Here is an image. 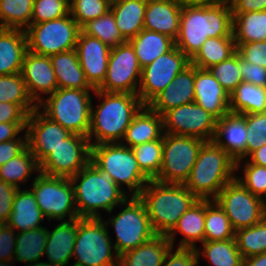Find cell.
Returning a JSON list of instances; mask_svg holds the SVG:
<instances>
[{"instance_id":"816d5d0a","label":"cell","mask_w":266,"mask_h":266,"mask_svg":"<svg viewBox=\"0 0 266 266\" xmlns=\"http://www.w3.org/2000/svg\"><path fill=\"white\" fill-rule=\"evenodd\" d=\"M241 58L266 68V41L235 43Z\"/></svg>"},{"instance_id":"11a10c76","label":"cell","mask_w":266,"mask_h":266,"mask_svg":"<svg viewBox=\"0 0 266 266\" xmlns=\"http://www.w3.org/2000/svg\"><path fill=\"white\" fill-rule=\"evenodd\" d=\"M16 245L15 230L6 223L0 224V260L12 261Z\"/></svg>"},{"instance_id":"ffe728a7","label":"cell","mask_w":266,"mask_h":266,"mask_svg":"<svg viewBox=\"0 0 266 266\" xmlns=\"http://www.w3.org/2000/svg\"><path fill=\"white\" fill-rule=\"evenodd\" d=\"M21 74L30 98L38 106L43 101L38 93L52 94L58 84L50 57L27 51L22 64Z\"/></svg>"},{"instance_id":"89a4df30","label":"cell","mask_w":266,"mask_h":266,"mask_svg":"<svg viewBox=\"0 0 266 266\" xmlns=\"http://www.w3.org/2000/svg\"><path fill=\"white\" fill-rule=\"evenodd\" d=\"M72 266H82V265H78V264H75V263H74Z\"/></svg>"},{"instance_id":"c3c4849f","label":"cell","mask_w":266,"mask_h":266,"mask_svg":"<svg viewBox=\"0 0 266 266\" xmlns=\"http://www.w3.org/2000/svg\"><path fill=\"white\" fill-rule=\"evenodd\" d=\"M70 0H34L31 24L42 23L67 16Z\"/></svg>"},{"instance_id":"a7ac6f4b","label":"cell","mask_w":266,"mask_h":266,"mask_svg":"<svg viewBox=\"0 0 266 266\" xmlns=\"http://www.w3.org/2000/svg\"><path fill=\"white\" fill-rule=\"evenodd\" d=\"M110 5L120 2L121 0H106Z\"/></svg>"},{"instance_id":"3957f363","label":"cell","mask_w":266,"mask_h":266,"mask_svg":"<svg viewBox=\"0 0 266 266\" xmlns=\"http://www.w3.org/2000/svg\"><path fill=\"white\" fill-rule=\"evenodd\" d=\"M69 179L74 189L79 217H101L99 209L111 213L117 204L122 206L127 198V192L115 184L108 172L102 170L91 158L83 169Z\"/></svg>"},{"instance_id":"4dcf8cb0","label":"cell","mask_w":266,"mask_h":266,"mask_svg":"<svg viewBox=\"0 0 266 266\" xmlns=\"http://www.w3.org/2000/svg\"><path fill=\"white\" fill-rule=\"evenodd\" d=\"M58 88L93 89L85 78L76 50H69L50 56Z\"/></svg>"},{"instance_id":"277c9868","label":"cell","mask_w":266,"mask_h":266,"mask_svg":"<svg viewBox=\"0 0 266 266\" xmlns=\"http://www.w3.org/2000/svg\"><path fill=\"white\" fill-rule=\"evenodd\" d=\"M153 231L167 235L180 217L198 200L184 184L150 180L141 191Z\"/></svg>"},{"instance_id":"83f0119b","label":"cell","mask_w":266,"mask_h":266,"mask_svg":"<svg viewBox=\"0 0 266 266\" xmlns=\"http://www.w3.org/2000/svg\"><path fill=\"white\" fill-rule=\"evenodd\" d=\"M44 217L32 190L18 188L13 199L12 211L6 224L22 232L43 227L41 222Z\"/></svg>"},{"instance_id":"9a60e30c","label":"cell","mask_w":266,"mask_h":266,"mask_svg":"<svg viewBox=\"0 0 266 266\" xmlns=\"http://www.w3.org/2000/svg\"><path fill=\"white\" fill-rule=\"evenodd\" d=\"M190 64L191 59L174 46L169 52L162 54L142 68L141 87L137 94L141 102L147 105Z\"/></svg>"},{"instance_id":"5bb4252c","label":"cell","mask_w":266,"mask_h":266,"mask_svg":"<svg viewBox=\"0 0 266 266\" xmlns=\"http://www.w3.org/2000/svg\"><path fill=\"white\" fill-rule=\"evenodd\" d=\"M141 71L134 48L128 41L113 47L105 78L97 90L137 95Z\"/></svg>"},{"instance_id":"e0dca14e","label":"cell","mask_w":266,"mask_h":266,"mask_svg":"<svg viewBox=\"0 0 266 266\" xmlns=\"http://www.w3.org/2000/svg\"><path fill=\"white\" fill-rule=\"evenodd\" d=\"M162 118L164 133L213 140L217 119L195 102L172 108Z\"/></svg>"},{"instance_id":"680465c9","label":"cell","mask_w":266,"mask_h":266,"mask_svg":"<svg viewBox=\"0 0 266 266\" xmlns=\"http://www.w3.org/2000/svg\"><path fill=\"white\" fill-rule=\"evenodd\" d=\"M28 115L18 104L0 102V123L27 122Z\"/></svg>"},{"instance_id":"8fae6325","label":"cell","mask_w":266,"mask_h":266,"mask_svg":"<svg viewBox=\"0 0 266 266\" xmlns=\"http://www.w3.org/2000/svg\"><path fill=\"white\" fill-rule=\"evenodd\" d=\"M205 141L184 135L163 134L162 164L154 179L161 183L184 184Z\"/></svg>"},{"instance_id":"f35d334b","label":"cell","mask_w":266,"mask_h":266,"mask_svg":"<svg viewBox=\"0 0 266 266\" xmlns=\"http://www.w3.org/2000/svg\"><path fill=\"white\" fill-rule=\"evenodd\" d=\"M229 218L215 200H206L204 241H225L235 238Z\"/></svg>"},{"instance_id":"4fadbf2b","label":"cell","mask_w":266,"mask_h":266,"mask_svg":"<svg viewBox=\"0 0 266 266\" xmlns=\"http://www.w3.org/2000/svg\"><path fill=\"white\" fill-rule=\"evenodd\" d=\"M226 213L235 231L251 227L266 217L264 200L253 195L236 178L214 199Z\"/></svg>"},{"instance_id":"e575fe53","label":"cell","mask_w":266,"mask_h":266,"mask_svg":"<svg viewBox=\"0 0 266 266\" xmlns=\"http://www.w3.org/2000/svg\"><path fill=\"white\" fill-rule=\"evenodd\" d=\"M237 51L233 36L210 37L191 59V64L201 69H208L228 59Z\"/></svg>"},{"instance_id":"7a4b0ae2","label":"cell","mask_w":266,"mask_h":266,"mask_svg":"<svg viewBox=\"0 0 266 266\" xmlns=\"http://www.w3.org/2000/svg\"><path fill=\"white\" fill-rule=\"evenodd\" d=\"M94 93L103 101L97 109L91 105L90 128L87 136L90 145L123 142L133 117L144 104L138 95L130 93L104 92L97 89ZM92 136L95 138L94 143L91 141Z\"/></svg>"},{"instance_id":"f5cc1de1","label":"cell","mask_w":266,"mask_h":266,"mask_svg":"<svg viewBox=\"0 0 266 266\" xmlns=\"http://www.w3.org/2000/svg\"><path fill=\"white\" fill-rule=\"evenodd\" d=\"M173 247L167 252L162 266H197L198 256L195 248L178 247L172 253Z\"/></svg>"},{"instance_id":"8992f818","label":"cell","mask_w":266,"mask_h":266,"mask_svg":"<svg viewBox=\"0 0 266 266\" xmlns=\"http://www.w3.org/2000/svg\"><path fill=\"white\" fill-rule=\"evenodd\" d=\"M91 91L95 90L57 88L38 107L42 105L43 113L70 133L87 137L93 104Z\"/></svg>"},{"instance_id":"ab89813d","label":"cell","mask_w":266,"mask_h":266,"mask_svg":"<svg viewBox=\"0 0 266 266\" xmlns=\"http://www.w3.org/2000/svg\"><path fill=\"white\" fill-rule=\"evenodd\" d=\"M39 172V164L28 147L16 157L0 166V180L17 188L19 182H25L34 171Z\"/></svg>"},{"instance_id":"b9f144b4","label":"cell","mask_w":266,"mask_h":266,"mask_svg":"<svg viewBox=\"0 0 266 266\" xmlns=\"http://www.w3.org/2000/svg\"><path fill=\"white\" fill-rule=\"evenodd\" d=\"M0 102L18 104L28 114L38 107L29 96L21 73L0 75Z\"/></svg>"},{"instance_id":"603a6c76","label":"cell","mask_w":266,"mask_h":266,"mask_svg":"<svg viewBox=\"0 0 266 266\" xmlns=\"http://www.w3.org/2000/svg\"><path fill=\"white\" fill-rule=\"evenodd\" d=\"M195 66L190 64L147 106L161 116L168 110L194 102Z\"/></svg>"},{"instance_id":"30bf717a","label":"cell","mask_w":266,"mask_h":266,"mask_svg":"<svg viewBox=\"0 0 266 266\" xmlns=\"http://www.w3.org/2000/svg\"><path fill=\"white\" fill-rule=\"evenodd\" d=\"M70 13L59 19L31 24L25 29L28 51L52 56L76 48L80 26Z\"/></svg>"},{"instance_id":"7402d4cb","label":"cell","mask_w":266,"mask_h":266,"mask_svg":"<svg viewBox=\"0 0 266 266\" xmlns=\"http://www.w3.org/2000/svg\"><path fill=\"white\" fill-rule=\"evenodd\" d=\"M194 102L217 120L230 111V96L208 69L195 67Z\"/></svg>"},{"instance_id":"5b68a950","label":"cell","mask_w":266,"mask_h":266,"mask_svg":"<svg viewBox=\"0 0 266 266\" xmlns=\"http://www.w3.org/2000/svg\"><path fill=\"white\" fill-rule=\"evenodd\" d=\"M236 161L213 141L205 142L184 185L199 200H214L233 181Z\"/></svg>"},{"instance_id":"60d3db41","label":"cell","mask_w":266,"mask_h":266,"mask_svg":"<svg viewBox=\"0 0 266 266\" xmlns=\"http://www.w3.org/2000/svg\"><path fill=\"white\" fill-rule=\"evenodd\" d=\"M33 4L34 0H0V28L27 29L31 25Z\"/></svg>"},{"instance_id":"7bdbcfd3","label":"cell","mask_w":266,"mask_h":266,"mask_svg":"<svg viewBox=\"0 0 266 266\" xmlns=\"http://www.w3.org/2000/svg\"><path fill=\"white\" fill-rule=\"evenodd\" d=\"M80 29L82 33L96 37L110 48L127 42L121 35L114 15L110 10L97 19L87 21Z\"/></svg>"},{"instance_id":"f907efd6","label":"cell","mask_w":266,"mask_h":266,"mask_svg":"<svg viewBox=\"0 0 266 266\" xmlns=\"http://www.w3.org/2000/svg\"><path fill=\"white\" fill-rule=\"evenodd\" d=\"M244 165V179L240 177L236 179L253 195L264 200L266 198V167L250 163L248 160Z\"/></svg>"},{"instance_id":"9f6ffc18","label":"cell","mask_w":266,"mask_h":266,"mask_svg":"<svg viewBox=\"0 0 266 266\" xmlns=\"http://www.w3.org/2000/svg\"><path fill=\"white\" fill-rule=\"evenodd\" d=\"M17 190V187L0 180V224L7 222Z\"/></svg>"},{"instance_id":"bcb514c9","label":"cell","mask_w":266,"mask_h":266,"mask_svg":"<svg viewBox=\"0 0 266 266\" xmlns=\"http://www.w3.org/2000/svg\"><path fill=\"white\" fill-rule=\"evenodd\" d=\"M208 70L229 96L236 90L237 86L243 82L239 70V53L237 51L228 59L208 68Z\"/></svg>"},{"instance_id":"91938a15","label":"cell","mask_w":266,"mask_h":266,"mask_svg":"<svg viewBox=\"0 0 266 266\" xmlns=\"http://www.w3.org/2000/svg\"><path fill=\"white\" fill-rule=\"evenodd\" d=\"M232 14L266 11V0H228Z\"/></svg>"},{"instance_id":"f546056e","label":"cell","mask_w":266,"mask_h":266,"mask_svg":"<svg viewBox=\"0 0 266 266\" xmlns=\"http://www.w3.org/2000/svg\"><path fill=\"white\" fill-rule=\"evenodd\" d=\"M171 247L166 235H156L135 249L120 254L118 266H162Z\"/></svg>"},{"instance_id":"681fc988","label":"cell","mask_w":266,"mask_h":266,"mask_svg":"<svg viewBox=\"0 0 266 266\" xmlns=\"http://www.w3.org/2000/svg\"><path fill=\"white\" fill-rule=\"evenodd\" d=\"M247 127L246 158L255 150L266 145V112L245 114Z\"/></svg>"},{"instance_id":"ac0fdd59","label":"cell","mask_w":266,"mask_h":266,"mask_svg":"<svg viewBox=\"0 0 266 266\" xmlns=\"http://www.w3.org/2000/svg\"><path fill=\"white\" fill-rule=\"evenodd\" d=\"M39 107L27 118V147L40 164L71 133L47 117Z\"/></svg>"},{"instance_id":"74e56055","label":"cell","mask_w":266,"mask_h":266,"mask_svg":"<svg viewBox=\"0 0 266 266\" xmlns=\"http://www.w3.org/2000/svg\"><path fill=\"white\" fill-rule=\"evenodd\" d=\"M203 251L196 247L198 259L203 254L213 266H243V256L238 250L235 238L225 241H204Z\"/></svg>"},{"instance_id":"6da1fadb","label":"cell","mask_w":266,"mask_h":266,"mask_svg":"<svg viewBox=\"0 0 266 266\" xmlns=\"http://www.w3.org/2000/svg\"><path fill=\"white\" fill-rule=\"evenodd\" d=\"M232 24L233 15L228 1L183 3L175 46L192 59L208 38L233 36Z\"/></svg>"},{"instance_id":"f1b7e54d","label":"cell","mask_w":266,"mask_h":266,"mask_svg":"<svg viewBox=\"0 0 266 266\" xmlns=\"http://www.w3.org/2000/svg\"><path fill=\"white\" fill-rule=\"evenodd\" d=\"M163 134L162 116L144 105L133 117L123 140L127 143L125 146L132 148L139 144L158 140Z\"/></svg>"},{"instance_id":"7c38bea8","label":"cell","mask_w":266,"mask_h":266,"mask_svg":"<svg viewBox=\"0 0 266 266\" xmlns=\"http://www.w3.org/2000/svg\"><path fill=\"white\" fill-rule=\"evenodd\" d=\"M32 192L43 215L49 220L70 221L79 218L75 206L74 189L69 178L48 176L38 172ZM69 215L68 220L64 219Z\"/></svg>"},{"instance_id":"6f0895ef","label":"cell","mask_w":266,"mask_h":266,"mask_svg":"<svg viewBox=\"0 0 266 266\" xmlns=\"http://www.w3.org/2000/svg\"><path fill=\"white\" fill-rule=\"evenodd\" d=\"M24 137L0 143V166L16 157L27 147V134Z\"/></svg>"},{"instance_id":"94428289","label":"cell","mask_w":266,"mask_h":266,"mask_svg":"<svg viewBox=\"0 0 266 266\" xmlns=\"http://www.w3.org/2000/svg\"><path fill=\"white\" fill-rule=\"evenodd\" d=\"M27 122L0 123V143L18 139L17 135L26 129Z\"/></svg>"},{"instance_id":"44dd1931","label":"cell","mask_w":266,"mask_h":266,"mask_svg":"<svg viewBox=\"0 0 266 266\" xmlns=\"http://www.w3.org/2000/svg\"><path fill=\"white\" fill-rule=\"evenodd\" d=\"M224 138V140H222ZM217 146L236 161V170L243 158H246L247 127L245 114L228 112L217 120L216 131L212 140Z\"/></svg>"},{"instance_id":"7dc6e473","label":"cell","mask_w":266,"mask_h":266,"mask_svg":"<svg viewBox=\"0 0 266 266\" xmlns=\"http://www.w3.org/2000/svg\"><path fill=\"white\" fill-rule=\"evenodd\" d=\"M70 15L81 27L87 21L99 18L110 10L106 0H71L69 1Z\"/></svg>"},{"instance_id":"ee69618b","label":"cell","mask_w":266,"mask_h":266,"mask_svg":"<svg viewBox=\"0 0 266 266\" xmlns=\"http://www.w3.org/2000/svg\"><path fill=\"white\" fill-rule=\"evenodd\" d=\"M235 239L244 259L266 253V217L251 227L237 230Z\"/></svg>"},{"instance_id":"003e7915","label":"cell","mask_w":266,"mask_h":266,"mask_svg":"<svg viewBox=\"0 0 266 266\" xmlns=\"http://www.w3.org/2000/svg\"><path fill=\"white\" fill-rule=\"evenodd\" d=\"M9 263L13 264L12 261L0 260V266H10Z\"/></svg>"},{"instance_id":"e7e4bbea","label":"cell","mask_w":266,"mask_h":266,"mask_svg":"<svg viewBox=\"0 0 266 266\" xmlns=\"http://www.w3.org/2000/svg\"><path fill=\"white\" fill-rule=\"evenodd\" d=\"M183 3L187 4H212L228 0H182Z\"/></svg>"},{"instance_id":"8d00e7d4","label":"cell","mask_w":266,"mask_h":266,"mask_svg":"<svg viewBox=\"0 0 266 266\" xmlns=\"http://www.w3.org/2000/svg\"><path fill=\"white\" fill-rule=\"evenodd\" d=\"M48 229L40 227L16 234L14 260L32 264L44 255Z\"/></svg>"},{"instance_id":"d6986e66","label":"cell","mask_w":266,"mask_h":266,"mask_svg":"<svg viewBox=\"0 0 266 266\" xmlns=\"http://www.w3.org/2000/svg\"><path fill=\"white\" fill-rule=\"evenodd\" d=\"M75 50L87 82L97 89L105 78L111 48L96 37L80 31Z\"/></svg>"},{"instance_id":"db71d44e","label":"cell","mask_w":266,"mask_h":266,"mask_svg":"<svg viewBox=\"0 0 266 266\" xmlns=\"http://www.w3.org/2000/svg\"><path fill=\"white\" fill-rule=\"evenodd\" d=\"M239 70L244 82L266 87V68L244 61L239 55Z\"/></svg>"},{"instance_id":"cb8c5ba5","label":"cell","mask_w":266,"mask_h":266,"mask_svg":"<svg viewBox=\"0 0 266 266\" xmlns=\"http://www.w3.org/2000/svg\"><path fill=\"white\" fill-rule=\"evenodd\" d=\"M182 0H147L144 29L176 40L180 30Z\"/></svg>"},{"instance_id":"9c48e42d","label":"cell","mask_w":266,"mask_h":266,"mask_svg":"<svg viewBox=\"0 0 266 266\" xmlns=\"http://www.w3.org/2000/svg\"><path fill=\"white\" fill-rule=\"evenodd\" d=\"M122 205L125 207L120 213L104 221L106 225L114 226L117 240L113 246L118 256L157 235L151 227L146 207L139 196L127 197Z\"/></svg>"},{"instance_id":"be15d7a7","label":"cell","mask_w":266,"mask_h":266,"mask_svg":"<svg viewBox=\"0 0 266 266\" xmlns=\"http://www.w3.org/2000/svg\"><path fill=\"white\" fill-rule=\"evenodd\" d=\"M243 266H266V253L245 258Z\"/></svg>"},{"instance_id":"f6af8a7d","label":"cell","mask_w":266,"mask_h":266,"mask_svg":"<svg viewBox=\"0 0 266 266\" xmlns=\"http://www.w3.org/2000/svg\"><path fill=\"white\" fill-rule=\"evenodd\" d=\"M141 171L150 179L154 180L161 168L163 153V136L131 148Z\"/></svg>"},{"instance_id":"836d02e7","label":"cell","mask_w":266,"mask_h":266,"mask_svg":"<svg viewBox=\"0 0 266 266\" xmlns=\"http://www.w3.org/2000/svg\"><path fill=\"white\" fill-rule=\"evenodd\" d=\"M235 43L266 41V11L232 14Z\"/></svg>"},{"instance_id":"2e32d148","label":"cell","mask_w":266,"mask_h":266,"mask_svg":"<svg viewBox=\"0 0 266 266\" xmlns=\"http://www.w3.org/2000/svg\"><path fill=\"white\" fill-rule=\"evenodd\" d=\"M90 158L91 145L88 138L71 133L39 164V172L70 178L83 169Z\"/></svg>"},{"instance_id":"d4e9b609","label":"cell","mask_w":266,"mask_h":266,"mask_svg":"<svg viewBox=\"0 0 266 266\" xmlns=\"http://www.w3.org/2000/svg\"><path fill=\"white\" fill-rule=\"evenodd\" d=\"M77 235V219L62 221L53 231L48 230L44 255L53 266H66L73 257Z\"/></svg>"},{"instance_id":"4316f807","label":"cell","mask_w":266,"mask_h":266,"mask_svg":"<svg viewBox=\"0 0 266 266\" xmlns=\"http://www.w3.org/2000/svg\"><path fill=\"white\" fill-rule=\"evenodd\" d=\"M206 200H197L178 220L174 228L166 235L174 246L177 232L183 234L178 247L196 248V241L204 242Z\"/></svg>"},{"instance_id":"6125c7cd","label":"cell","mask_w":266,"mask_h":266,"mask_svg":"<svg viewBox=\"0 0 266 266\" xmlns=\"http://www.w3.org/2000/svg\"><path fill=\"white\" fill-rule=\"evenodd\" d=\"M250 163L266 167V145L261 146L249 155Z\"/></svg>"},{"instance_id":"d6a6232c","label":"cell","mask_w":266,"mask_h":266,"mask_svg":"<svg viewBox=\"0 0 266 266\" xmlns=\"http://www.w3.org/2000/svg\"><path fill=\"white\" fill-rule=\"evenodd\" d=\"M128 42L134 48L141 68L152 63L175 46V40L169 36L146 29L141 30Z\"/></svg>"},{"instance_id":"d590c367","label":"cell","mask_w":266,"mask_h":266,"mask_svg":"<svg viewBox=\"0 0 266 266\" xmlns=\"http://www.w3.org/2000/svg\"><path fill=\"white\" fill-rule=\"evenodd\" d=\"M229 110L240 114L266 112V87L241 82L230 95Z\"/></svg>"},{"instance_id":"1f68e13d","label":"cell","mask_w":266,"mask_h":266,"mask_svg":"<svg viewBox=\"0 0 266 266\" xmlns=\"http://www.w3.org/2000/svg\"><path fill=\"white\" fill-rule=\"evenodd\" d=\"M147 0H121L110 5L121 35L128 41L144 29Z\"/></svg>"},{"instance_id":"ba28073f","label":"cell","mask_w":266,"mask_h":266,"mask_svg":"<svg viewBox=\"0 0 266 266\" xmlns=\"http://www.w3.org/2000/svg\"><path fill=\"white\" fill-rule=\"evenodd\" d=\"M102 217L77 218V235L73 257L82 266H118V255L113 257L111 237ZM112 245V246H111ZM115 260V261H114Z\"/></svg>"},{"instance_id":"03108f58","label":"cell","mask_w":266,"mask_h":266,"mask_svg":"<svg viewBox=\"0 0 266 266\" xmlns=\"http://www.w3.org/2000/svg\"><path fill=\"white\" fill-rule=\"evenodd\" d=\"M27 266H53V265L49 264L46 261H42V262H35L32 264H28Z\"/></svg>"},{"instance_id":"484cf974","label":"cell","mask_w":266,"mask_h":266,"mask_svg":"<svg viewBox=\"0 0 266 266\" xmlns=\"http://www.w3.org/2000/svg\"><path fill=\"white\" fill-rule=\"evenodd\" d=\"M27 51L25 30L0 28V75L21 73Z\"/></svg>"},{"instance_id":"52a82bcc","label":"cell","mask_w":266,"mask_h":266,"mask_svg":"<svg viewBox=\"0 0 266 266\" xmlns=\"http://www.w3.org/2000/svg\"><path fill=\"white\" fill-rule=\"evenodd\" d=\"M91 159L107 171L120 188L122 184L127 185L131 196H139L150 181L139 168L132 149L123 142L91 145Z\"/></svg>"}]
</instances>
